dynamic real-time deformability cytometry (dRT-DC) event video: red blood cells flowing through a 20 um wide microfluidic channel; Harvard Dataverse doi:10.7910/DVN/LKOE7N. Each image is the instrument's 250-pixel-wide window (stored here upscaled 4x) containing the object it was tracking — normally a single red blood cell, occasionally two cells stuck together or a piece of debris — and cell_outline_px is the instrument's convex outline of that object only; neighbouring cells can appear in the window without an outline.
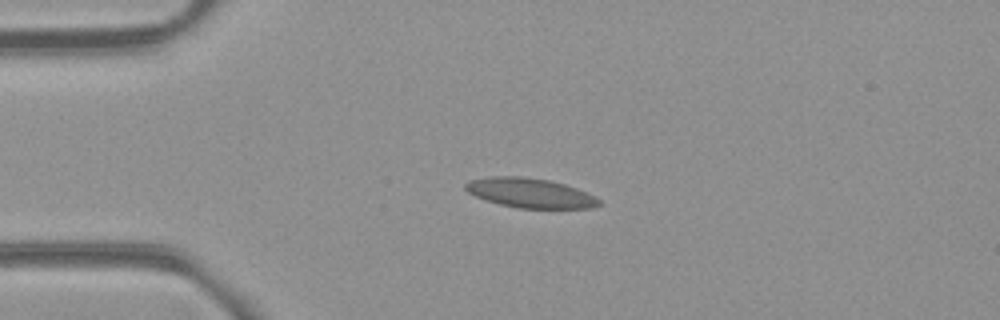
{"species": "common noctule bat (a hibernating species)", "species_latin": "Nyctalus noctula", "temperature_condition": "room temperature", "stored_images_in_passage": 4, "camera_frame_rate_fps": 3000, "um_per_image_px": 0.085, "animal": {"sex": "female", "body_mass_g": 21.9}, "frame": {"image": 1, "passage_image": 2, "time_ms": 1.0, "image_size_px": [1000, 320], "cell_outline_px": [[600, 204], [592, 208], [516, 208], [500, 204], [476, 196], [468, 192], [464, 188], [464, 184], [468, 180], [488, 176], [520, 176], [548, 180], [564, 184], [576, 188], [600, 200]], "centroid_in_image_um": [45.0, 16.39], "position_along_channel_um": 40.0, "area_um2": 22.83}}
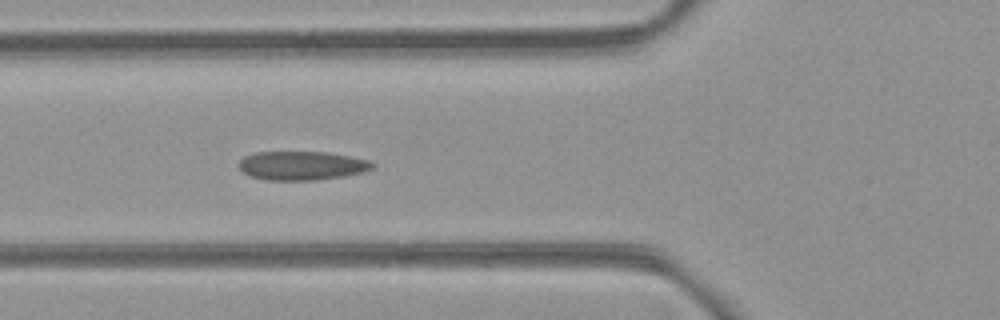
{"frame": {"image": 2, "passage_image": 4, "time_ms": 3.333, "image_size_px": [1000, 320], "cell_outline_px": [[372, 168], [360, 172], [344, 176], [316, 180], [268, 180], [252, 176], [244, 172], [236, 164], [244, 156], [256, 152], [328, 152], [352, 156], [368, 160], [372, 164]], "centroid_in_image_um": [25.62, 14.07], "position_along_channel_um": 100.2, "area_um2": 22.31}}